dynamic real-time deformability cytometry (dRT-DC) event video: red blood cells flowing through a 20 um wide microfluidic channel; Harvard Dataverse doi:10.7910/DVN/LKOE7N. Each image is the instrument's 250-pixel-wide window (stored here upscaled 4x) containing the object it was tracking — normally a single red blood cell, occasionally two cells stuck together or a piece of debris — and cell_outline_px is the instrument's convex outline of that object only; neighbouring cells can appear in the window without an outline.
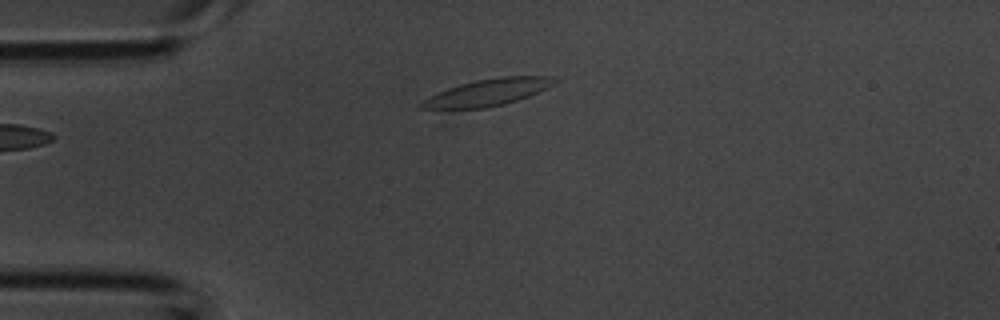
{"species": "common noctule bat (a hibernating species)", "species_latin": "Nyctalus noctula", "temperature_condition": "room temperature", "stored_images_in_passage": 4, "segment_of_instrument_passage": [2, 2], "camera_frame_rate_fps": 3000, "um_per_image_px": 0.085, "animal": {"sex": "male", "body_mass_g": 20.1, "forearm_length_mm": 53.5}, "frame": {"image": 1, "passage_image": 4, "time_ms": 1.0, "image_size_px": [1000, 320], "cell_outline_px": [[560, 80], [548, 88], [528, 96], [504, 104], [484, 108], [420, 108], [420, 100], [428, 96], [448, 88], [460, 84], [476, 80], [500, 76], [552, 76]], "centroid_in_image_um": [41.49, 7.83], "position_along_channel_um": 43.5, "area_um2": 20.69}}